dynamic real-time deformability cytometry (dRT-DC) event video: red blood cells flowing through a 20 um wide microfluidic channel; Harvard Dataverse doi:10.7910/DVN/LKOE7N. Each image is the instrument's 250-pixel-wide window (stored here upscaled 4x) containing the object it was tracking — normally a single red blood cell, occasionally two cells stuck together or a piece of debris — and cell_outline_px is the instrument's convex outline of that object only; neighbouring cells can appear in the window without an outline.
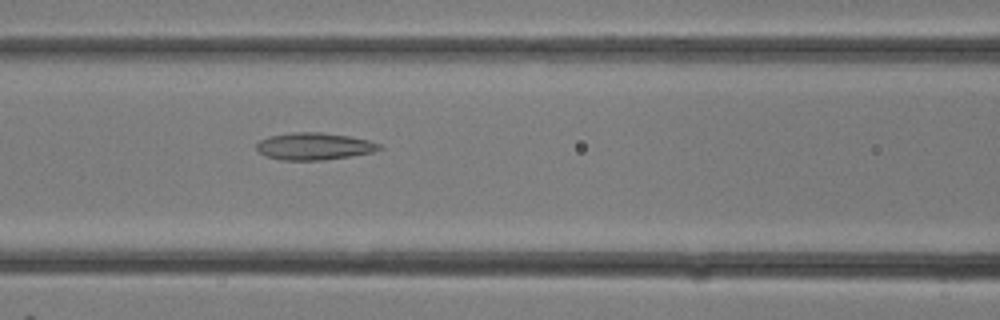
{"species": "common noctule bat (a hibernating species)", "species_latin": "Nyctalus noctula", "temperature_condition": "room temperature", "stored_images_in_passage": 12, "camera_frame_rate_fps": 3000, "um_per_image_px": 0.085, "animal": {"sex": "female"}, "frame": {"image": 1, "passage_image": 12, "time_ms": 3.667, "image_size_px": [1000, 320], "cell_outline_px": [[384, 148], [372, 152], [352, 156], [324, 160], [280, 160], [264, 156], [256, 148], [256, 144], [260, 140], [268, 136], [292, 132], [320, 132], [348, 136], [368, 140], [380, 144]], "centroid_in_image_um": [26.68, 12.44], "position_along_channel_um": 139.9, "area_um2": 19.54}}